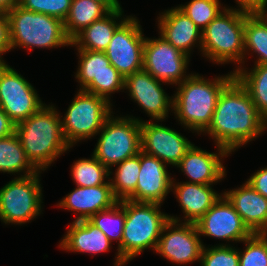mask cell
Wrapping results in <instances>:
<instances>
[{
    "instance_id": "cell-1",
    "label": "cell",
    "mask_w": 267,
    "mask_h": 266,
    "mask_svg": "<svg viewBox=\"0 0 267 266\" xmlns=\"http://www.w3.org/2000/svg\"><path fill=\"white\" fill-rule=\"evenodd\" d=\"M265 131L266 119L258 112L247 90L234 78L222 90L211 123L200 135H208L215 145L232 154Z\"/></svg>"
},
{
    "instance_id": "cell-2",
    "label": "cell",
    "mask_w": 267,
    "mask_h": 266,
    "mask_svg": "<svg viewBox=\"0 0 267 266\" xmlns=\"http://www.w3.org/2000/svg\"><path fill=\"white\" fill-rule=\"evenodd\" d=\"M234 78V71L208 79L195 72L176 85L172 112L176 122L184 130L201 134L211 123L222 90Z\"/></svg>"
},
{
    "instance_id": "cell-3",
    "label": "cell",
    "mask_w": 267,
    "mask_h": 266,
    "mask_svg": "<svg viewBox=\"0 0 267 266\" xmlns=\"http://www.w3.org/2000/svg\"><path fill=\"white\" fill-rule=\"evenodd\" d=\"M61 119L56 105L50 103L16 125L15 134L38 171H46L71 149L63 136Z\"/></svg>"
},
{
    "instance_id": "cell-4",
    "label": "cell",
    "mask_w": 267,
    "mask_h": 266,
    "mask_svg": "<svg viewBox=\"0 0 267 266\" xmlns=\"http://www.w3.org/2000/svg\"><path fill=\"white\" fill-rule=\"evenodd\" d=\"M161 206L125 199L122 243L116 248L113 266H126L147 249L155 252L163 228L170 220L169 214L161 211Z\"/></svg>"
},
{
    "instance_id": "cell-5",
    "label": "cell",
    "mask_w": 267,
    "mask_h": 266,
    "mask_svg": "<svg viewBox=\"0 0 267 266\" xmlns=\"http://www.w3.org/2000/svg\"><path fill=\"white\" fill-rule=\"evenodd\" d=\"M245 11L228 6L202 31L201 54L213 64L244 67Z\"/></svg>"
},
{
    "instance_id": "cell-6",
    "label": "cell",
    "mask_w": 267,
    "mask_h": 266,
    "mask_svg": "<svg viewBox=\"0 0 267 266\" xmlns=\"http://www.w3.org/2000/svg\"><path fill=\"white\" fill-rule=\"evenodd\" d=\"M11 48L28 52L71 46L64 22L43 13H36L15 5L8 13Z\"/></svg>"
},
{
    "instance_id": "cell-7",
    "label": "cell",
    "mask_w": 267,
    "mask_h": 266,
    "mask_svg": "<svg viewBox=\"0 0 267 266\" xmlns=\"http://www.w3.org/2000/svg\"><path fill=\"white\" fill-rule=\"evenodd\" d=\"M114 112L107 118L92 155L108 170L125 159L134 157L141 152L142 119L133 115L115 116Z\"/></svg>"
},
{
    "instance_id": "cell-8",
    "label": "cell",
    "mask_w": 267,
    "mask_h": 266,
    "mask_svg": "<svg viewBox=\"0 0 267 266\" xmlns=\"http://www.w3.org/2000/svg\"><path fill=\"white\" fill-rule=\"evenodd\" d=\"M77 91L64 117L61 115L63 136L71 148L79 142L96 137L113 113L114 106L101 96L83 90Z\"/></svg>"
},
{
    "instance_id": "cell-9",
    "label": "cell",
    "mask_w": 267,
    "mask_h": 266,
    "mask_svg": "<svg viewBox=\"0 0 267 266\" xmlns=\"http://www.w3.org/2000/svg\"><path fill=\"white\" fill-rule=\"evenodd\" d=\"M42 172L14 177L0 188V221L4 225H25L43 214Z\"/></svg>"
},
{
    "instance_id": "cell-10",
    "label": "cell",
    "mask_w": 267,
    "mask_h": 266,
    "mask_svg": "<svg viewBox=\"0 0 267 266\" xmlns=\"http://www.w3.org/2000/svg\"><path fill=\"white\" fill-rule=\"evenodd\" d=\"M78 68L75 79L79 90L95 94L112 103L111 96L124 92V77L111 65L105 52L76 49Z\"/></svg>"
},
{
    "instance_id": "cell-11",
    "label": "cell",
    "mask_w": 267,
    "mask_h": 266,
    "mask_svg": "<svg viewBox=\"0 0 267 266\" xmlns=\"http://www.w3.org/2000/svg\"><path fill=\"white\" fill-rule=\"evenodd\" d=\"M144 35L136 16L129 17L115 30L104 51L111 65L125 78L143 69Z\"/></svg>"
},
{
    "instance_id": "cell-12",
    "label": "cell",
    "mask_w": 267,
    "mask_h": 266,
    "mask_svg": "<svg viewBox=\"0 0 267 266\" xmlns=\"http://www.w3.org/2000/svg\"><path fill=\"white\" fill-rule=\"evenodd\" d=\"M190 56L172 46L160 35L146 37L144 42L143 69L155 79L174 87L189 77Z\"/></svg>"
},
{
    "instance_id": "cell-13",
    "label": "cell",
    "mask_w": 267,
    "mask_h": 266,
    "mask_svg": "<svg viewBox=\"0 0 267 266\" xmlns=\"http://www.w3.org/2000/svg\"><path fill=\"white\" fill-rule=\"evenodd\" d=\"M45 102L35 87L9 64L0 74V108L17 125L37 112Z\"/></svg>"
},
{
    "instance_id": "cell-14",
    "label": "cell",
    "mask_w": 267,
    "mask_h": 266,
    "mask_svg": "<svg viewBox=\"0 0 267 266\" xmlns=\"http://www.w3.org/2000/svg\"><path fill=\"white\" fill-rule=\"evenodd\" d=\"M203 247L196 224L170 219L163 228L155 252L172 264L185 266L201 262Z\"/></svg>"
},
{
    "instance_id": "cell-15",
    "label": "cell",
    "mask_w": 267,
    "mask_h": 266,
    "mask_svg": "<svg viewBox=\"0 0 267 266\" xmlns=\"http://www.w3.org/2000/svg\"><path fill=\"white\" fill-rule=\"evenodd\" d=\"M195 224L200 237L226 241L225 244L219 243L216 246H231V242L232 245L241 243L253 234L223 194Z\"/></svg>"
},
{
    "instance_id": "cell-16",
    "label": "cell",
    "mask_w": 267,
    "mask_h": 266,
    "mask_svg": "<svg viewBox=\"0 0 267 266\" xmlns=\"http://www.w3.org/2000/svg\"><path fill=\"white\" fill-rule=\"evenodd\" d=\"M164 84L167 85L141 69L124 78V91L151 118L149 120L165 122L169 112H173V95L166 93Z\"/></svg>"
},
{
    "instance_id": "cell-17",
    "label": "cell",
    "mask_w": 267,
    "mask_h": 266,
    "mask_svg": "<svg viewBox=\"0 0 267 266\" xmlns=\"http://www.w3.org/2000/svg\"><path fill=\"white\" fill-rule=\"evenodd\" d=\"M162 122L142 120L141 151L176 167L193 143L175 129L162 125Z\"/></svg>"
},
{
    "instance_id": "cell-18",
    "label": "cell",
    "mask_w": 267,
    "mask_h": 266,
    "mask_svg": "<svg viewBox=\"0 0 267 266\" xmlns=\"http://www.w3.org/2000/svg\"><path fill=\"white\" fill-rule=\"evenodd\" d=\"M215 147L217 151L208 152L195 144L191 146L175 167L189 178L184 182L215 185L226 178L227 171L222 161L230 156V153L221 146Z\"/></svg>"
},
{
    "instance_id": "cell-19",
    "label": "cell",
    "mask_w": 267,
    "mask_h": 266,
    "mask_svg": "<svg viewBox=\"0 0 267 266\" xmlns=\"http://www.w3.org/2000/svg\"><path fill=\"white\" fill-rule=\"evenodd\" d=\"M157 157L140 152V171L135 191L127 198L134 202L158 203L163 205L172 192V173ZM170 173V174H169Z\"/></svg>"
},
{
    "instance_id": "cell-20",
    "label": "cell",
    "mask_w": 267,
    "mask_h": 266,
    "mask_svg": "<svg viewBox=\"0 0 267 266\" xmlns=\"http://www.w3.org/2000/svg\"><path fill=\"white\" fill-rule=\"evenodd\" d=\"M158 15V35L190 57L194 47H198L201 53L202 30L183 11L176 6L159 12Z\"/></svg>"
},
{
    "instance_id": "cell-21",
    "label": "cell",
    "mask_w": 267,
    "mask_h": 266,
    "mask_svg": "<svg viewBox=\"0 0 267 266\" xmlns=\"http://www.w3.org/2000/svg\"><path fill=\"white\" fill-rule=\"evenodd\" d=\"M118 200L114 197L110 181L94 187L76 186L56 204L57 207L76 213L73 221L88 220L92 215L111 208Z\"/></svg>"
},
{
    "instance_id": "cell-22",
    "label": "cell",
    "mask_w": 267,
    "mask_h": 266,
    "mask_svg": "<svg viewBox=\"0 0 267 266\" xmlns=\"http://www.w3.org/2000/svg\"><path fill=\"white\" fill-rule=\"evenodd\" d=\"M214 185H203L190 182L172 181V192L179 203L184 216L169 215V218L178 222L196 223L206 211L213 206L223 193L213 189Z\"/></svg>"
},
{
    "instance_id": "cell-23",
    "label": "cell",
    "mask_w": 267,
    "mask_h": 266,
    "mask_svg": "<svg viewBox=\"0 0 267 266\" xmlns=\"http://www.w3.org/2000/svg\"><path fill=\"white\" fill-rule=\"evenodd\" d=\"M253 233H267V198L247 181L240 187L222 192Z\"/></svg>"
},
{
    "instance_id": "cell-24",
    "label": "cell",
    "mask_w": 267,
    "mask_h": 266,
    "mask_svg": "<svg viewBox=\"0 0 267 266\" xmlns=\"http://www.w3.org/2000/svg\"><path fill=\"white\" fill-rule=\"evenodd\" d=\"M67 227L58 245L62 251L93 256L113 248L107 236L89 220L73 221Z\"/></svg>"
},
{
    "instance_id": "cell-25",
    "label": "cell",
    "mask_w": 267,
    "mask_h": 266,
    "mask_svg": "<svg viewBox=\"0 0 267 266\" xmlns=\"http://www.w3.org/2000/svg\"><path fill=\"white\" fill-rule=\"evenodd\" d=\"M125 16V17H124ZM124 15L122 7L110 11L100 20L94 21L85 27L72 40L71 46L75 49L104 52L115 32V30L128 18Z\"/></svg>"
},
{
    "instance_id": "cell-26",
    "label": "cell",
    "mask_w": 267,
    "mask_h": 266,
    "mask_svg": "<svg viewBox=\"0 0 267 266\" xmlns=\"http://www.w3.org/2000/svg\"><path fill=\"white\" fill-rule=\"evenodd\" d=\"M253 55L254 64L267 65V13L245 12L244 64Z\"/></svg>"
},
{
    "instance_id": "cell-27",
    "label": "cell",
    "mask_w": 267,
    "mask_h": 266,
    "mask_svg": "<svg viewBox=\"0 0 267 266\" xmlns=\"http://www.w3.org/2000/svg\"><path fill=\"white\" fill-rule=\"evenodd\" d=\"M17 175L16 177L30 176L39 171L29 161L19 138L15 133L0 138V173Z\"/></svg>"
},
{
    "instance_id": "cell-28",
    "label": "cell",
    "mask_w": 267,
    "mask_h": 266,
    "mask_svg": "<svg viewBox=\"0 0 267 266\" xmlns=\"http://www.w3.org/2000/svg\"><path fill=\"white\" fill-rule=\"evenodd\" d=\"M253 65L249 69L239 67L234 75L251 96L258 112L267 119V65Z\"/></svg>"
},
{
    "instance_id": "cell-29",
    "label": "cell",
    "mask_w": 267,
    "mask_h": 266,
    "mask_svg": "<svg viewBox=\"0 0 267 266\" xmlns=\"http://www.w3.org/2000/svg\"><path fill=\"white\" fill-rule=\"evenodd\" d=\"M110 11L99 2L93 0H72L64 28L67 36L72 40L85 27L100 20Z\"/></svg>"
},
{
    "instance_id": "cell-30",
    "label": "cell",
    "mask_w": 267,
    "mask_h": 266,
    "mask_svg": "<svg viewBox=\"0 0 267 266\" xmlns=\"http://www.w3.org/2000/svg\"><path fill=\"white\" fill-rule=\"evenodd\" d=\"M109 170V181L114 197L118 200L127 199L136 189L140 171V153L125 159ZM113 176V177H111Z\"/></svg>"
},
{
    "instance_id": "cell-31",
    "label": "cell",
    "mask_w": 267,
    "mask_h": 266,
    "mask_svg": "<svg viewBox=\"0 0 267 266\" xmlns=\"http://www.w3.org/2000/svg\"><path fill=\"white\" fill-rule=\"evenodd\" d=\"M113 243H122L123 228L125 223V199L118 201L111 208L99 211L88 219Z\"/></svg>"
},
{
    "instance_id": "cell-32",
    "label": "cell",
    "mask_w": 267,
    "mask_h": 266,
    "mask_svg": "<svg viewBox=\"0 0 267 266\" xmlns=\"http://www.w3.org/2000/svg\"><path fill=\"white\" fill-rule=\"evenodd\" d=\"M70 169V176L76 186L94 187L109 180V170L92 154L89 158H80L73 162Z\"/></svg>"
},
{
    "instance_id": "cell-33",
    "label": "cell",
    "mask_w": 267,
    "mask_h": 266,
    "mask_svg": "<svg viewBox=\"0 0 267 266\" xmlns=\"http://www.w3.org/2000/svg\"><path fill=\"white\" fill-rule=\"evenodd\" d=\"M177 7L203 31L227 6L221 0H190Z\"/></svg>"
},
{
    "instance_id": "cell-34",
    "label": "cell",
    "mask_w": 267,
    "mask_h": 266,
    "mask_svg": "<svg viewBox=\"0 0 267 266\" xmlns=\"http://www.w3.org/2000/svg\"><path fill=\"white\" fill-rule=\"evenodd\" d=\"M239 249L240 266H267V233H255L243 240Z\"/></svg>"
},
{
    "instance_id": "cell-35",
    "label": "cell",
    "mask_w": 267,
    "mask_h": 266,
    "mask_svg": "<svg viewBox=\"0 0 267 266\" xmlns=\"http://www.w3.org/2000/svg\"><path fill=\"white\" fill-rule=\"evenodd\" d=\"M235 245L216 246L204 244L200 266H240L239 248Z\"/></svg>"
},
{
    "instance_id": "cell-36",
    "label": "cell",
    "mask_w": 267,
    "mask_h": 266,
    "mask_svg": "<svg viewBox=\"0 0 267 266\" xmlns=\"http://www.w3.org/2000/svg\"><path fill=\"white\" fill-rule=\"evenodd\" d=\"M72 0H18V5L28 11L43 13L64 22Z\"/></svg>"
},
{
    "instance_id": "cell-37",
    "label": "cell",
    "mask_w": 267,
    "mask_h": 266,
    "mask_svg": "<svg viewBox=\"0 0 267 266\" xmlns=\"http://www.w3.org/2000/svg\"><path fill=\"white\" fill-rule=\"evenodd\" d=\"M11 50V38L7 13L0 12V58L4 59L3 54H6Z\"/></svg>"
},
{
    "instance_id": "cell-38",
    "label": "cell",
    "mask_w": 267,
    "mask_h": 266,
    "mask_svg": "<svg viewBox=\"0 0 267 266\" xmlns=\"http://www.w3.org/2000/svg\"><path fill=\"white\" fill-rule=\"evenodd\" d=\"M258 193L267 198V166L255 171L246 180Z\"/></svg>"
},
{
    "instance_id": "cell-39",
    "label": "cell",
    "mask_w": 267,
    "mask_h": 266,
    "mask_svg": "<svg viewBox=\"0 0 267 266\" xmlns=\"http://www.w3.org/2000/svg\"><path fill=\"white\" fill-rule=\"evenodd\" d=\"M236 8L248 13H267V0H235Z\"/></svg>"
},
{
    "instance_id": "cell-40",
    "label": "cell",
    "mask_w": 267,
    "mask_h": 266,
    "mask_svg": "<svg viewBox=\"0 0 267 266\" xmlns=\"http://www.w3.org/2000/svg\"><path fill=\"white\" fill-rule=\"evenodd\" d=\"M16 124L0 108V138L7 137L15 133Z\"/></svg>"
},
{
    "instance_id": "cell-41",
    "label": "cell",
    "mask_w": 267,
    "mask_h": 266,
    "mask_svg": "<svg viewBox=\"0 0 267 266\" xmlns=\"http://www.w3.org/2000/svg\"><path fill=\"white\" fill-rule=\"evenodd\" d=\"M15 5H18V0H0V12L8 13Z\"/></svg>"
},
{
    "instance_id": "cell-42",
    "label": "cell",
    "mask_w": 267,
    "mask_h": 266,
    "mask_svg": "<svg viewBox=\"0 0 267 266\" xmlns=\"http://www.w3.org/2000/svg\"><path fill=\"white\" fill-rule=\"evenodd\" d=\"M95 2L102 3L109 11L116 10L122 7L118 0H93Z\"/></svg>"
},
{
    "instance_id": "cell-43",
    "label": "cell",
    "mask_w": 267,
    "mask_h": 266,
    "mask_svg": "<svg viewBox=\"0 0 267 266\" xmlns=\"http://www.w3.org/2000/svg\"><path fill=\"white\" fill-rule=\"evenodd\" d=\"M8 65V63L6 62V60L0 58V74L1 71Z\"/></svg>"
}]
</instances>
